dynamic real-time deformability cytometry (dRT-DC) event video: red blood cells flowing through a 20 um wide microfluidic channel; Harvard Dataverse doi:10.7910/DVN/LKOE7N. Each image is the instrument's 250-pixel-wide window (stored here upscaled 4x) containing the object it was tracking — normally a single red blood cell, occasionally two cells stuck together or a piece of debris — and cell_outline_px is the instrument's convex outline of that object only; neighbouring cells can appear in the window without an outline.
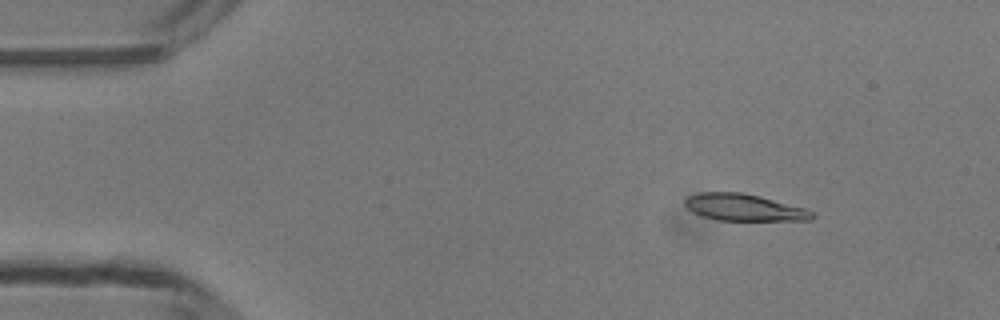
{"species": "common noctule bat (a hibernating species)", "species_latin": "Nyctalus noctula", "temperature_condition": "room temperature", "stored_images_in_passage": 48, "camera_frame_rate_fps": 3000, "um_per_image_px": 0.085, "animal": {"sex": "male", "body_mass_g": 13.3}, "frame": {"image": 1, "passage_image": 5, "time_ms": 1.333, "image_size_px": [1000, 320], "cell_outline_px": [[816, 216], [812, 220], [716, 220], [692, 212], [684, 204], [684, 200], [688, 196], [700, 192], [740, 192], [760, 196], [804, 208], [812, 212]], "centroid_in_image_um": [63.22, 17.63], "position_along_channel_um": 21.8, "area_um2": 19.77}}
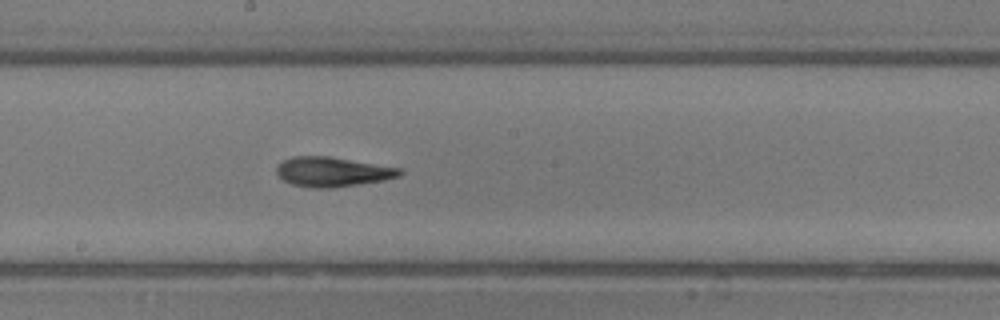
{"frame": {"image": 2, "passage_image": 25, "time_ms": 8.0, "image_size_px": [1000, 320], "cell_outline_px": [[404, 172], [400, 176], [384, 180], [332, 188], [312, 188], [292, 184], [284, 180], [276, 172], [276, 168], [284, 160], [292, 156], [328, 156], [404, 168]], "centroid_in_image_um": [28.31, 14.6], "position_along_channel_um": 219.9, "area_um2": 21.33}}
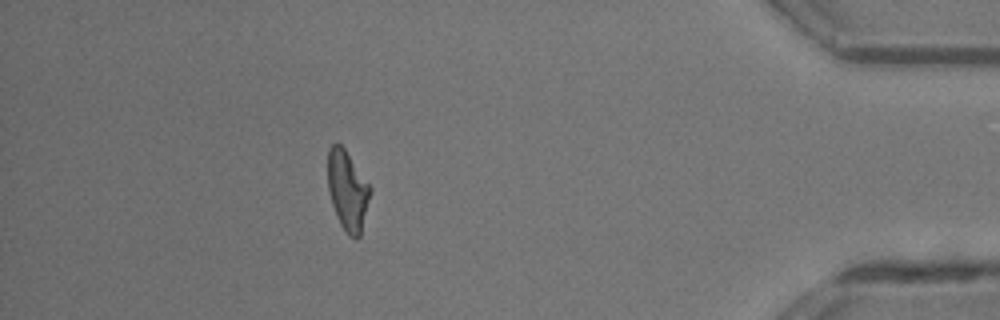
{"frame": {"image": 3, "passage_image": 42, "time_ms": 13.667, "image_size_px": [1000, 320], "cell_outline_px": [[372, 192], [360, 236], [356, 240], [348, 236], [340, 224], [336, 216], [332, 204], [328, 188], [328, 148], [332, 144], [340, 144], [344, 148], [372, 188]], "centroid_in_image_um": [29.55, 16.23], "position_along_channel_um": 405.6, "area_um2": 19.83}, "authors_computed_cell_mechanics": {"area_um2": 20.2878, "velocity_mm_per_s": 4.195, "shape_relaxation_time_tau1_ms": 7.068, "shape_relaxation_time_tau2_ms": 3.7059, "deformation_change_tau1": 0.2142, "deformation_change_tau2": 0.1373}}